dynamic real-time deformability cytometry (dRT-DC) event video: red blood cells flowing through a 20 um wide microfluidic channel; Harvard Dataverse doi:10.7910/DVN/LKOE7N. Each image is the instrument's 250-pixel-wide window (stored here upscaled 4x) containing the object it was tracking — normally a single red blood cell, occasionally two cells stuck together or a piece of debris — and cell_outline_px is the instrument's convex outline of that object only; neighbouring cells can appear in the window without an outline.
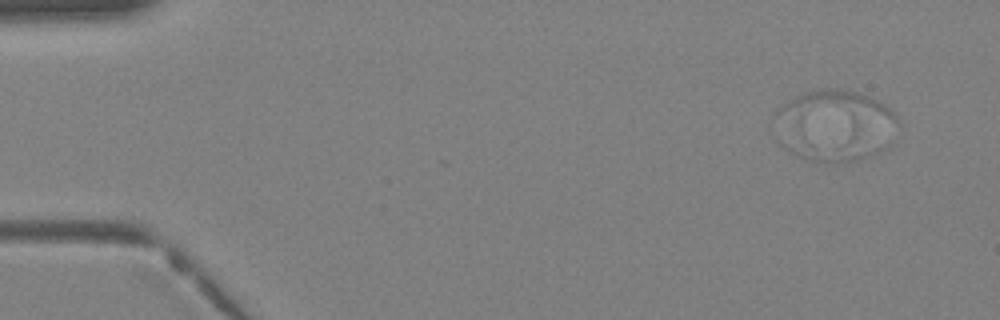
{"species": "Egyptian fruit bat (a non-hibernating species)", "species_latin": "Rousettus aegyptiacus", "temperature_condition": "warm", "stored_images_in_passage": 26, "segment_of_instrument_passage": [1, 4], "camera_frame_rate_fps": 3000, "um_per_image_px": 0.085, "animal": {"sex": "female"}, "frame": {"image": 1, "passage_image": 1, "time_ms": 0.0, "image_size_px": [1000, 320], "cell_outline_px": [[888, 148], [852, 160], [812, 160], [800, 156], [792, 152], [780, 144], [776, 140], [852, 116], [888, 144]], "centroid_in_image_um": [70.98, 12.03], "position_along_channel_um": 14.0, "area_um2": 21.73}}